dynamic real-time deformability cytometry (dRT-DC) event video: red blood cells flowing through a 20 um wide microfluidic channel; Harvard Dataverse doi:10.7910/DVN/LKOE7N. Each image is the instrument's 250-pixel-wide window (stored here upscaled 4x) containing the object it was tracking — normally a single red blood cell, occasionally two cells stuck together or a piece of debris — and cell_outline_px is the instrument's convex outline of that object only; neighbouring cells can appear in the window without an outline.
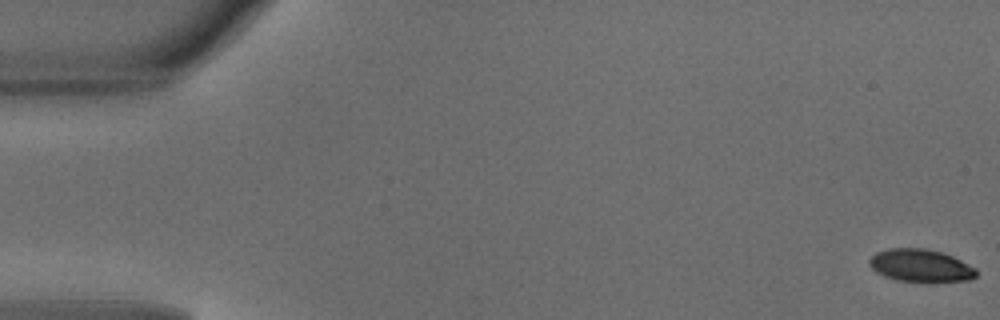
{"species": "common noctule bat (a hibernating species)", "species_latin": "Nyctalus noctula", "temperature_condition": "warm", "stored_images_in_passage": 49, "camera_frame_rate_fps": 3000, "um_per_image_px": 0.085, "animal": {"sex": "male", "body_mass_g": 18.8}, "frame": {"image": 1, "passage_image": 1, "time_ms": 0.0, "image_size_px": [1000, 320], "cell_outline_px": [[976, 276], [972, 280], [928, 284], [896, 280], [884, 276], [876, 272], [868, 264], [868, 260], [876, 252], [888, 248], [924, 248], [944, 252], [976, 268]], "centroid_in_image_um": [78.27, 22.61], "position_along_channel_um": 6.7, "area_um2": 21.1}}
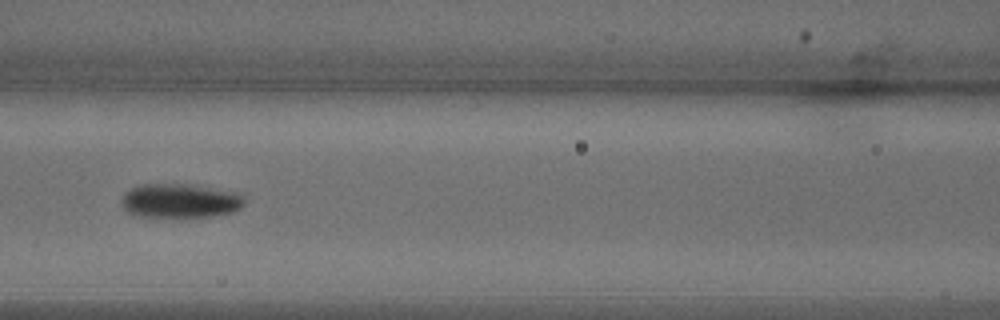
{"frame": {"image": 2, "passage_image": 22, "time_ms": 7.0, "image_size_px": [1000, 320], "cell_outline_px": [[244, 204], [236, 212], [220, 216], [184, 220], [156, 220], [132, 216], [124, 208], [124, 192], [140, 184], [184, 184], [240, 192], [244, 196]], "centroid_in_image_um": [15.34, 17.16], "position_along_channel_um": 151.3, "area_um2": 26.13}}
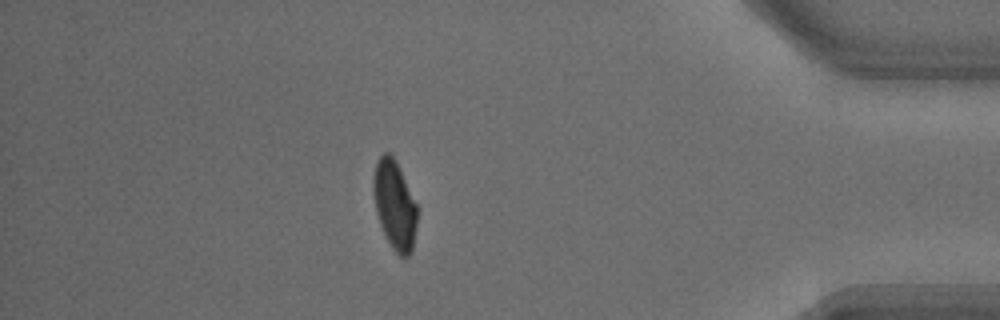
{"frame": {"image": 3, "passage_image": 43, "time_ms": 14.0, "image_size_px": [1000, 320], "cell_outline_px": [[416, 224], [412, 252], [408, 256], [400, 256], [392, 248], [380, 224], [376, 212], [372, 192], [372, 180], [376, 160], [384, 152], [388, 152], [396, 160], [416, 204]], "centroid_in_image_um": [33.51, 17.39], "position_along_channel_um": 401.7, "area_um2": 22.54}, "authors_computed_cell_mechanics": {"area_um2": 23.2356, "velocity_mm_per_s": 4.1537, "shape_relaxation_time_tau1_ms": 2.915, "shape_relaxation_time_tau2_ms": 9.0991, "deformation_change_tau1": 0.1525, "deformation_change_tau2": 0.1041}}